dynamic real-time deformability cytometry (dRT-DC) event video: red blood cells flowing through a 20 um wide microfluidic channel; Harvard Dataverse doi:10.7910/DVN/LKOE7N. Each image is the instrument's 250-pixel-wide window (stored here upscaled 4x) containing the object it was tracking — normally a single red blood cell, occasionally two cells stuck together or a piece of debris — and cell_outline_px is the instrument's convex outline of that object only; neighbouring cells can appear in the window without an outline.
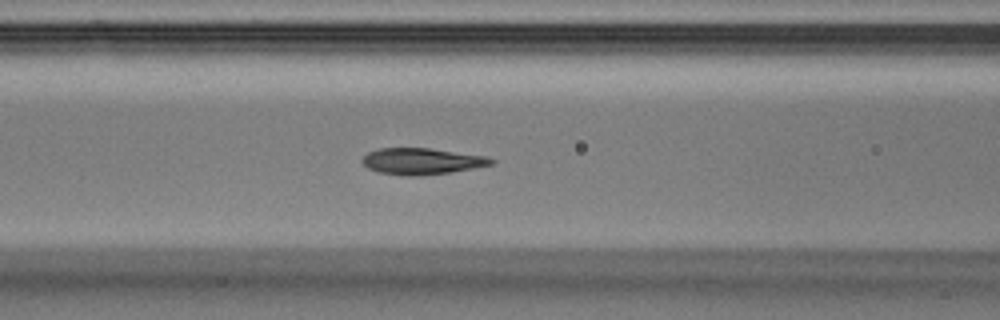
{"species": "Egyptian fruit bat (a non-hibernating species)", "species_latin": "Rousettus aegyptiacus", "temperature_condition": "warm", "stored_images_in_passage": 28, "camera_frame_rate_fps": 3000, "um_per_image_px": 0.085, "animal": {"sex": "male"}, "frame": {"image": 1, "passage_image": 5, "time_ms": 1.333, "image_size_px": [1000, 320], "cell_outline_px": [[496, 160], [492, 164], [452, 172], [416, 176], [408, 176], [380, 172], [368, 168], [360, 160], [368, 152], [380, 148], [428, 148], [488, 156]], "centroid_in_image_um": [35.86, 13.7], "position_along_channel_um": 130.7, "area_um2": 19.71}}
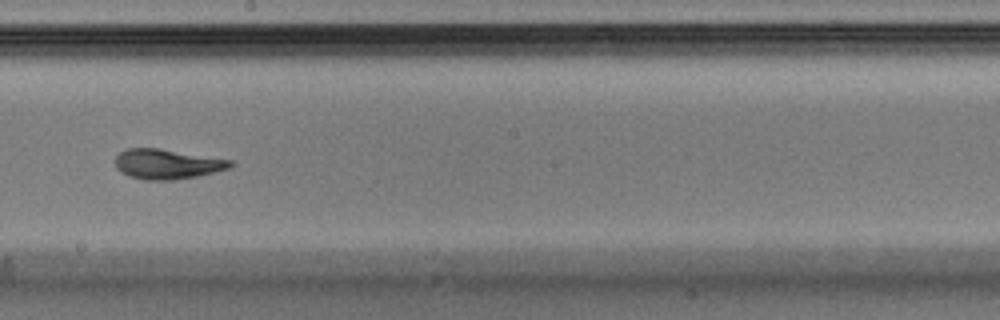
{"frame": {"image": 2, "passage_image": 11, "time_ms": 3.333, "image_size_px": [1000, 320], "cell_outline_px": [[236, 164], [228, 168], [196, 176], [172, 180], [148, 180], [132, 176], [116, 168], [116, 156], [124, 148], [160, 148], [232, 160]], "centroid_in_image_um": [14.22, 13.92], "position_along_channel_um": 234.0, "area_um2": 19.83}}
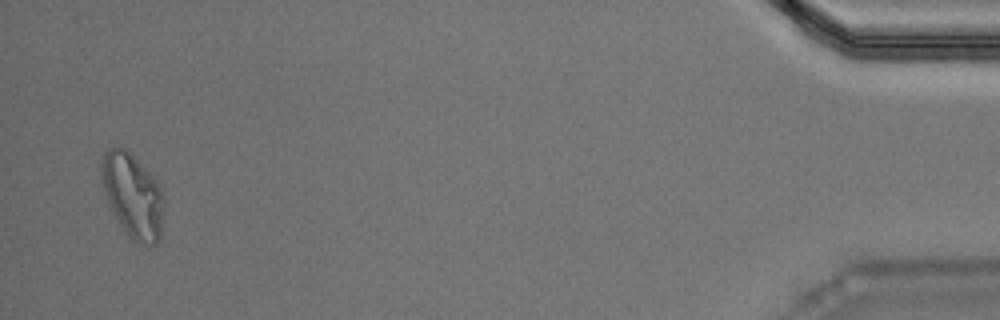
{"frame": {"image": 3, "passage_image": 27, "time_ms": 8.667, "image_size_px": [1000, 320], "cell_outline_px": [[160, 240], [156, 244], [148, 244], [132, 240], [128, 236], [120, 224], [104, 192], [100, 164], [104, 152], [108, 148], [124, 148], [156, 180], [160, 188]], "centroid_in_image_um": [11.22, 16.61], "position_along_channel_um": 424.0, "area_um2": 29.19}}